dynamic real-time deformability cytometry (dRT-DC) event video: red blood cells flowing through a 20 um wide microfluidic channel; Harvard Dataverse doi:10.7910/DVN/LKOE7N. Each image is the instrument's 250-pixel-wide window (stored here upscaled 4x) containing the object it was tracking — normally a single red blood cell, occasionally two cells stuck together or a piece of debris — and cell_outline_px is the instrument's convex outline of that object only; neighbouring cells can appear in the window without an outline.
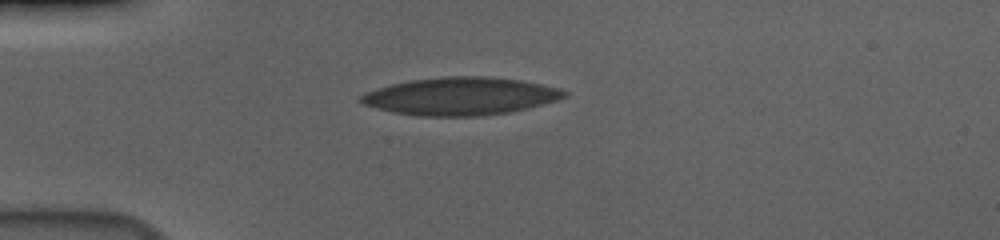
{"species": "human", "species_latin": "Homo sapiens", "temperature_condition": "cold", "stored_images_in_passage": 42, "camera_frame_rate_fps": 3000, "um_per_image_px": 0.085, "donor": {"sex": "male"}, "frame": {"image": 1, "passage_image": 1, "time_ms": 0.0, "image_size_px": [1000, 240], "cell_outline_px": [[568, 96], [544, 104], [528, 108], [508, 112], [480, 116], [420, 116], [392, 112], [376, 108], [364, 104], [356, 100], [364, 92], [392, 84], [412, 80], [444, 76], [484, 76], [520, 80], [560, 88], [568, 92]], "centroid_in_image_um": [39.14, 8.18], "position_along_channel_um": 45.9, "area_um2": 44.74}}
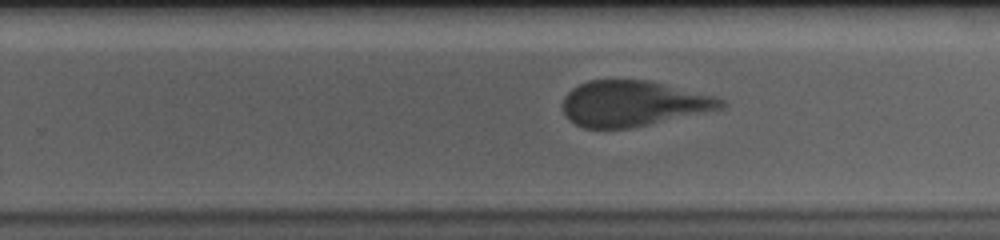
{"frame": {"image": 2, "passage_image": 22, "time_ms": 7.0, "image_size_px": [1000, 240], "cell_outline_px": [[728, 104], [724, 108], [648, 124], [628, 128], [584, 128], [568, 120], [564, 112], [564, 96], [572, 88], [588, 80], [648, 80], [716, 96], [724, 100]], "centroid_in_image_um": [53.82, 8.79], "position_along_channel_um": 276.0, "area_um2": 41.79}}
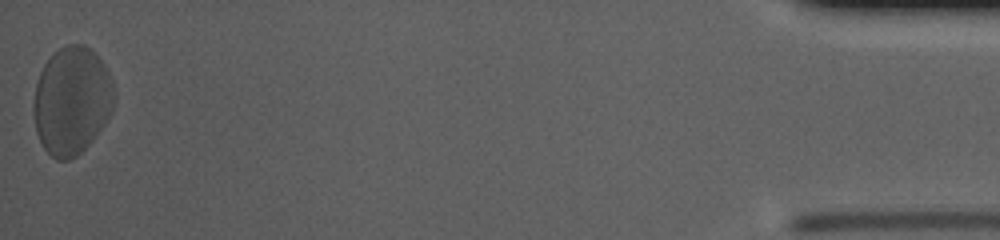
{"frame": {"image": 3, "passage_image": 42, "time_ms": 13.667, "image_size_px": [1000, 240], "cell_outline_px": [[112, 112], [104, 124], [92, 140], [76, 156], [68, 160], [56, 160], [44, 148], [36, 132], [32, 108], [32, 104], [36, 84], [40, 72], [44, 64], [52, 52], [68, 44], [84, 44], [104, 64], [108, 72], [112, 84]], "centroid_in_image_um": [6.05, 8.56], "position_along_channel_um": 429.1, "area_um2": 50.34}, "authors_computed_cell_mechanics": {"area_um2": 43.5523, "velocity_mm_per_s": 3.6346, "shape_relaxation_time_tau1_ms": 4.442, "shape_relaxation_time_tau2_ms": 0.847, "deformation_change_tau1": 0.1688, "deformation_change_tau2": 0.0827}}